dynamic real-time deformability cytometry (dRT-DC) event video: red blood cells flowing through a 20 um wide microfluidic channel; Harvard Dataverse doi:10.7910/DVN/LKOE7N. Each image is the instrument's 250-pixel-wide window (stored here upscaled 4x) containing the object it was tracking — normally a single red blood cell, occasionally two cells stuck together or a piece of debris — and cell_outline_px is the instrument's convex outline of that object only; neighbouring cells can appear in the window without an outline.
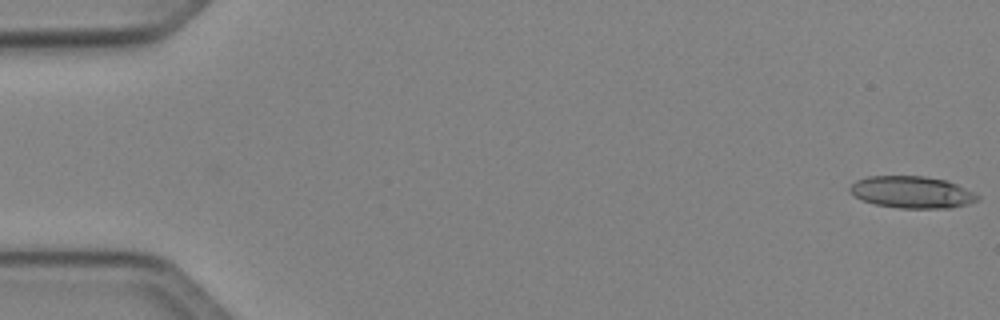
{"species": "Egyptian fruit bat (a non-hibernating species)", "species_latin": "Rousettus aegyptiacus", "temperature_condition": "cold", "stored_images_in_passage": 50, "camera_frame_rate_fps": 3000, "um_per_image_px": 0.085, "animal": {"sex": "female"}, "frame": {"image": 1, "passage_image": 1, "time_ms": 0.0, "image_size_px": [1000, 320], "cell_outline_px": [[980, 200], [968, 204], [948, 208], [900, 208], [876, 204], [864, 200], [856, 196], [848, 188], [856, 180], [868, 176], [924, 176], [948, 180], [980, 196]], "centroid_in_image_um": [77.54, 16.33], "position_along_channel_um": 7.5, "area_um2": 23.58}}
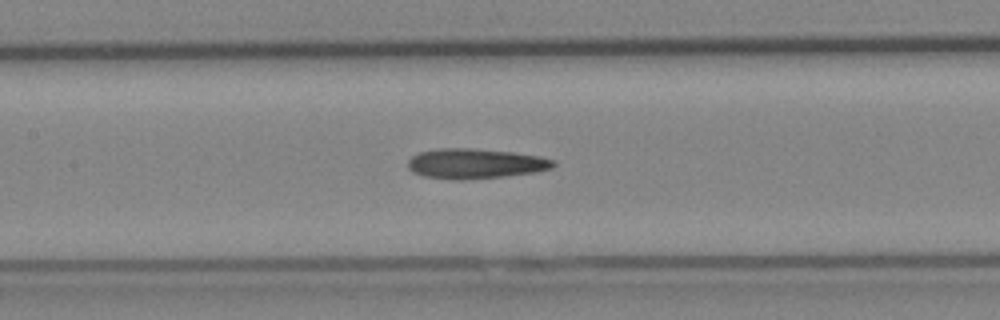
{"frame": {"image": 2, "passage_image": 24, "time_ms": 7.667, "image_size_px": [1000, 320], "cell_outline_px": [[556, 164], [552, 168], [536, 172], [504, 176], [460, 180], [452, 180], [424, 176], [412, 172], [408, 168], [408, 160], [412, 156], [420, 152], [440, 148], [468, 148], [512, 152], [540, 156], [556, 160]], "centroid_in_image_um": [40.41, 13.91], "position_along_channel_um": 167.0, "area_um2": 25.49}}
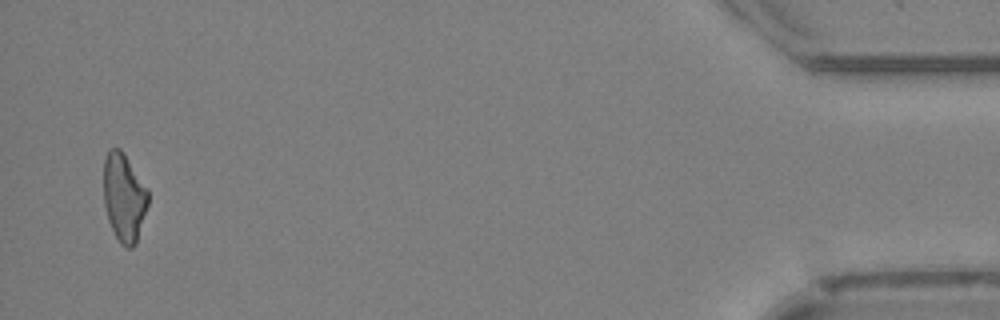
{"frame": {"image": 3, "passage_image": 49, "time_ms": 16.0, "image_size_px": [1000, 320], "cell_outline_px": [[148, 204], [136, 244], [132, 248], [124, 248], [120, 244], [108, 220], [104, 204], [104, 160], [108, 148], [120, 148], [148, 188]], "centroid_in_image_um": [10.54, 16.79], "position_along_channel_um": 424.7, "area_um2": 22.95}, "authors_computed_cell_mechanics": {"area_um2": 23.987, "velocity_mm_per_s": 4.0916, "shape_relaxation_time_tau1_ms": 11.317, "shape_relaxation_time_tau2_ms": 6.9701, "deformation_change_tau1": 0.2818, "deformation_change_tau2": 0.2352}}